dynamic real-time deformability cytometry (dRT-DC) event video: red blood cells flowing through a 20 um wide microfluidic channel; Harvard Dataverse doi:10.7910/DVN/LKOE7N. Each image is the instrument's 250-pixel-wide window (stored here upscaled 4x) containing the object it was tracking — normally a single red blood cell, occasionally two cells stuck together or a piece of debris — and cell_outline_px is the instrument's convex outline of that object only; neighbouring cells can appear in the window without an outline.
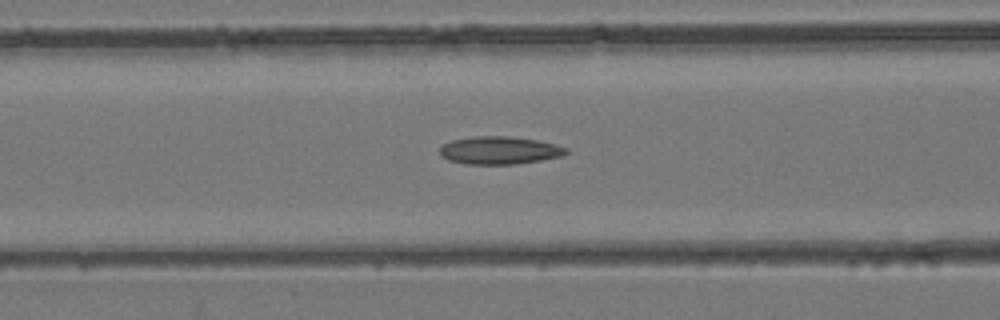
{"species": "common noctule bat (a hibernating species)", "species_latin": "Nyctalus noctula", "temperature_condition": "room temperature", "stored_images_in_passage": 42, "camera_frame_rate_fps": 3000, "um_per_image_px": 0.085, "animal": {"sex": "female", "body_mass_g": 24.6, "forearm_length_mm": 56.2}, "frame": {"image": 1, "passage_image": 16, "time_ms": 5.0, "image_size_px": [1000, 320], "cell_outline_px": [[568, 152], [560, 156], [540, 160], [516, 164], [468, 164], [448, 160], [440, 156], [440, 148], [444, 144], [452, 140], [472, 136], [508, 136], [536, 140], [568, 148]], "centroid_in_image_um": [42.41, 12.78], "position_along_channel_um": 124.2, "area_um2": 20.29}}
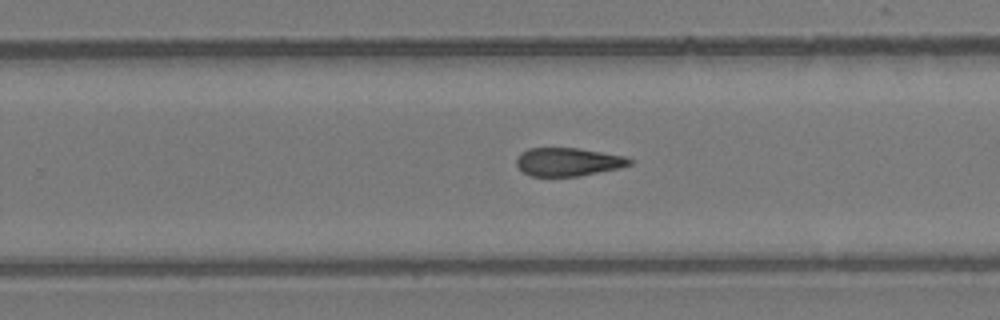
{"frame": {"image": 2, "passage_image": 26, "time_ms": 8.333, "image_size_px": [1000, 320], "cell_outline_px": [[632, 164], [620, 168], [580, 176], [532, 176], [524, 172], [516, 164], [516, 160], [520, 152], [528, 148], [580, 148], [624, 156], [632, 160]], "centroid_in_image_um": [48.29, 13.75], "position_along_channel_um": 281.5, "area_um2": 18.67}}
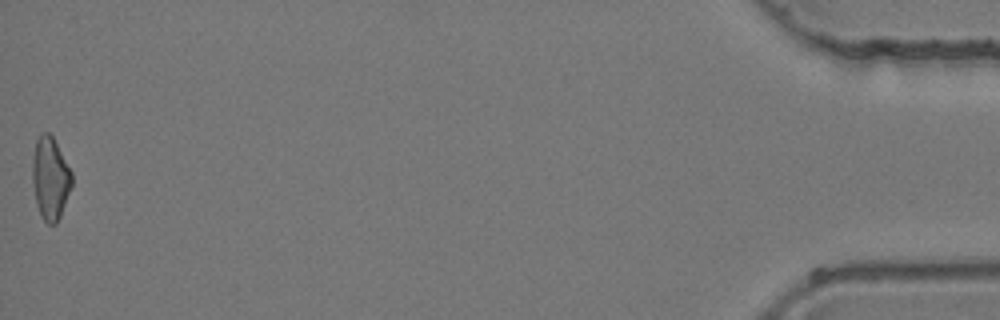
{"frame": {"image": 3, "passage_image": 42, "time_ms": 13.667, "image_size_px": [1000, 320], "cell_outline_px": [[72, 184], [60, 216], [56, 224], [48, 224], [40, 216], [36, 204], [32, 180], [32, 160], [36, 140], [40, 132], [48, 132], [52, 136], [72, 172]], "centroid_in_image_um": [4.25, 15.15], "position_along_channel_um": 430.9, "area_um2": 18.96}}